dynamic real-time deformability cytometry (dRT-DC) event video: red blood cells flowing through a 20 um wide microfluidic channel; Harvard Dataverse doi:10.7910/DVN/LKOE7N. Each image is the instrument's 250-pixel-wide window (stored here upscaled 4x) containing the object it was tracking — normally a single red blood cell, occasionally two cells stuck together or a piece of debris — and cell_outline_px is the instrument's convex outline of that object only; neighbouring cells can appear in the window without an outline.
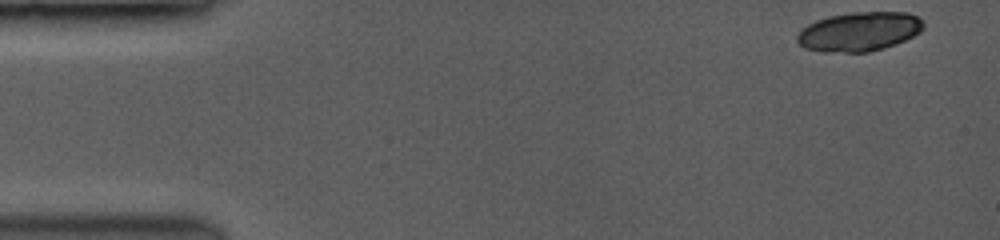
{"species": "common noctule bat (a hibernating species)", "species_latin": "Nyctalus noctula", "temperature_condition": "room temperature", "stored_images_in_passage": 12, "camera_frame_rate_fps": 3500, "um_per_image_px": 0.085, "animal": {"sex": "female", "body_mass_g": 19.0, "forearm_length_mm": 53.3}, "frame": {"image": 1, "passage_image": 1, "time_ms": 0.0, "image_size_px": [1000, 240], "cell_outline_px": [[924, 28], [920, 32], [904, 40], [868, 52], [844, 52], [804, 48], [796, 40], [796, 36], [808, 24], [816, 20], [832, 16], [856, 12], [904, 12], [916, 16], [924, 24]], "centroid_in_image_um": [73.04, 2.67], "position_along_channel_um": 12.0, "area_um2": 28.09}}